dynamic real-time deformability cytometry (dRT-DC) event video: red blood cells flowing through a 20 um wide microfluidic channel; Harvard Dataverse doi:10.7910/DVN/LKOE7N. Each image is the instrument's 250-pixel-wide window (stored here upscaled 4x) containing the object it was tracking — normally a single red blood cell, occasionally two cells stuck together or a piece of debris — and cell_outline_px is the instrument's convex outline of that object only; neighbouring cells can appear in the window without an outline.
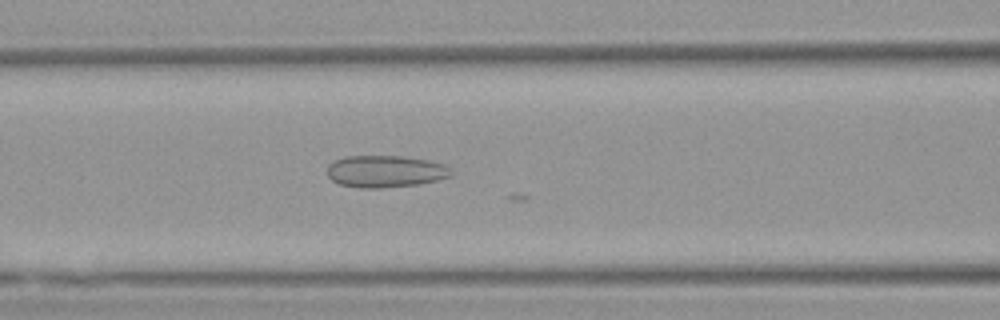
{"species": "Egyptian fruit bat (a non-hibernating species)", "species_latin": "Rousettus aegyptiacus", "temperature_condition": "warm", "stored_images_in_passage": 17, "camera_frame_rate_fps": 3000, "um_per_image_px": 0.085, "animal": {"sex": "female"}, "frame": {"image": 1, "passage_image": 9, "time_ms": 2.667, "image_size_px": [1000, 320], "cell_outline_px": [[452, 176], [420, 184], [380, 188], [360, 188], [340, 184], [332, 180], [328, 176], [328, 164], [336, 160], [348, 156], [400, 156], [428, 160], [444, 164], [452, 172]], "centroid_in_image_um": [32.76, 14.57], "position_along_channel_um": 133.8, "area_um2": 23.0}}
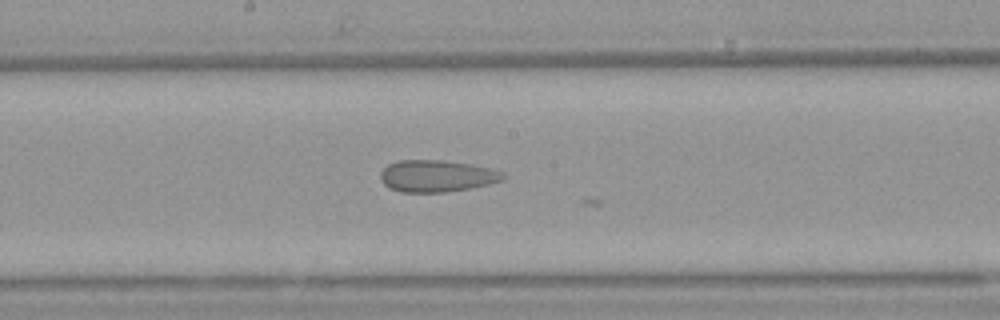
{"frame": {"image": 2, "passage_image": 15, "time_ms": 4.667, "image_size_px": [1000, 320], "cell_outline_px": [[504, 180], [488, 184], [468, 188], [444, 192], [400, 192], [388, 188], [380, 180], [380, 172], [388, 164], [400, 160], [440, 160], [472, 164], [492, 168], [504, 172]], "centroid_in_image_um": [37.11, 14.95], "position_along_channel_um": 211.1, "area_um2": 22.83}}